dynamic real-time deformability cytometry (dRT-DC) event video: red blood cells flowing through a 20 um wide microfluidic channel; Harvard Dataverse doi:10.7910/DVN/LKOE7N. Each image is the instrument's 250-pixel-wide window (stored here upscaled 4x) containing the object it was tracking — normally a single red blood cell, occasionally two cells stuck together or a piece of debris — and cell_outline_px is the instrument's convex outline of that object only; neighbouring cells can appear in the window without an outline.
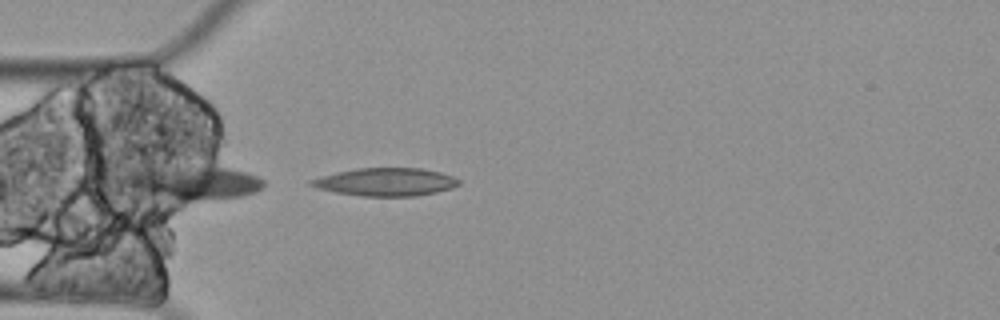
{"species": "Egyptian fruit bat (a non-hibernating species)", "species_latin": "Rousettus aegyptiacus", "temperature_condition": "cold", "stored_images_in_passage": 1, "camera_frame_rate_fps": 3000, "um_per_image_px": 0.085, "animal": {"sex": "female"}, "frame": {"image": 1, "passage_image": 1, "time_ms": 0.0, "image_size_px": [1000, 320], "cell_outline_px": [[460, 184], [452, 188], [436, 192], [416, 196], [360, 196], [336, 192], [316, 188], [308, 184], [308, 180], [320, 176], [336, 172], [356, 168], [420, 168], [440, 172], [452, 176], [460, 180]], "centroid_in_image_um": [32.76, 15.46], "position_along_channel_um": 52.2, "area_um2": 24.16}}